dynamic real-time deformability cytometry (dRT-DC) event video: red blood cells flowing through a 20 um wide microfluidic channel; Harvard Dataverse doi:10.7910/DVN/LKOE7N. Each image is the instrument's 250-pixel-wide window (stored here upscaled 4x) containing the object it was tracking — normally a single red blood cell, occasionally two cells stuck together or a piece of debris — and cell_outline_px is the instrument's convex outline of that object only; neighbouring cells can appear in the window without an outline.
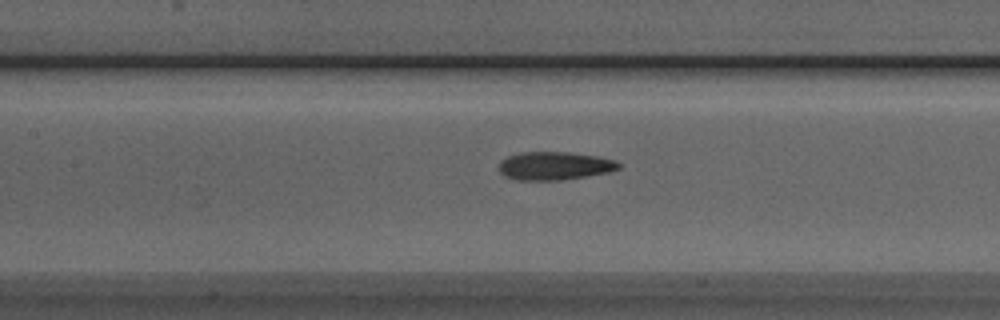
{"species": "Egyptian fruit bat (a non-hibernating species)", "species_latin": "Rousettus aegyptiacus", "temperature_condition": "room temperature", "stored_images_in_passage": 33, "camera_frame_rate_fps": 3000, "um_per_image_px": 0.085, "animal": {"sex": "male"}, "frame": {"image": 1, "passage_image": 11, "time_ms": 3.333, "image_size_px": [1000, 320], "cell_outline_px": [[620, 168], [608, 172], [564, 180], [516, 180], [504, 176], [496, 168], [500, 160], [508, 156], [520, 152], [568, 152], [596, 156], [616, 160], [620, 164]], "centroid_in_image_um": [47.08, 14.1], "position_along_channel_um": 160.3, "area_um2": 19.88}}
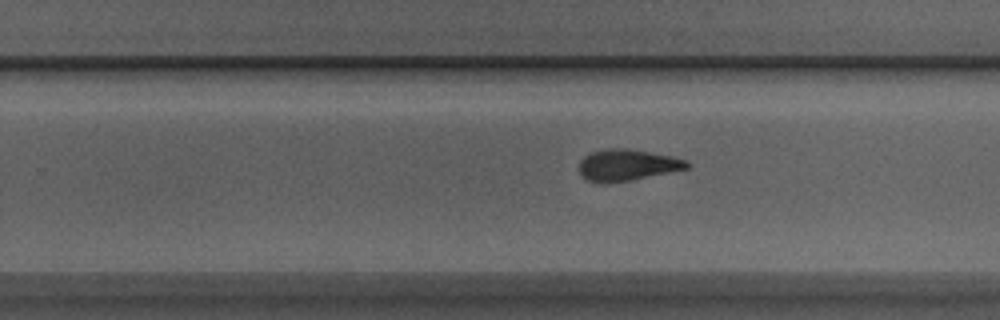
{"frame": {"image": 2, "passage_image": 20, "time_ms": 6.333, "image_size_px": [1000, 320], "cell_outline_px": [[692, 164], [688, 168], [632, 180], [588, 180], [580, 176], [580, 160], [584, 156], [592, 152], [608, 148], [624, 148], [672, 156], [684, 160]], "centroid_in_image_um": [53.34, 13.99], "position_along_channel_um": 276.5, "area_um2": 19.02}}
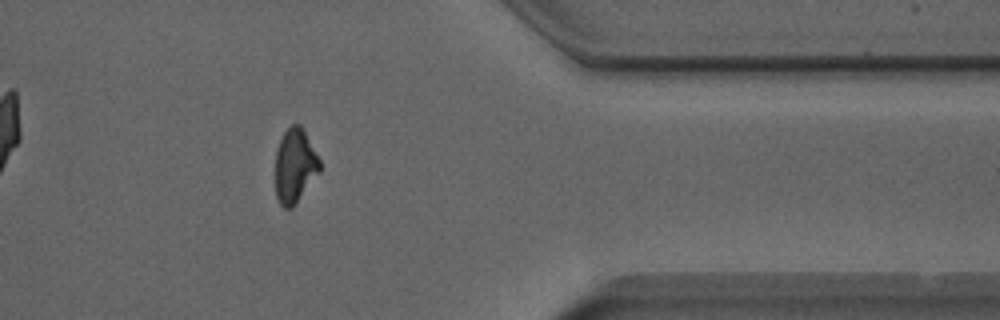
{"frame": {"image": 3, "passage_image": 30, "time_ms": 9.667, "image_size_px": [1000, 320], "cell_outline_px": [[320, 172], [292, 208], [284, 208], [280, 204], [276, 196], [276, 152], [280, 140], [284, 132], [292, 124], [300, 124], [320, 160]], "centroid_in_image_um": [25.06, 14.1], "position_along_channel_um": 386.3, "area_um2": 18.96}, "authors_computed_cell_mechanics": {"area_um2": 19.941, "velocity_mm_per_s": 3.8831, "shape_relaxation_time_tau1_ms": 4.2408, "shape_relaxation_time_tau2_ms": 2.709, "deformation_change_tau1": 0.1656, "deformation_change_tau2": 0.0962}}